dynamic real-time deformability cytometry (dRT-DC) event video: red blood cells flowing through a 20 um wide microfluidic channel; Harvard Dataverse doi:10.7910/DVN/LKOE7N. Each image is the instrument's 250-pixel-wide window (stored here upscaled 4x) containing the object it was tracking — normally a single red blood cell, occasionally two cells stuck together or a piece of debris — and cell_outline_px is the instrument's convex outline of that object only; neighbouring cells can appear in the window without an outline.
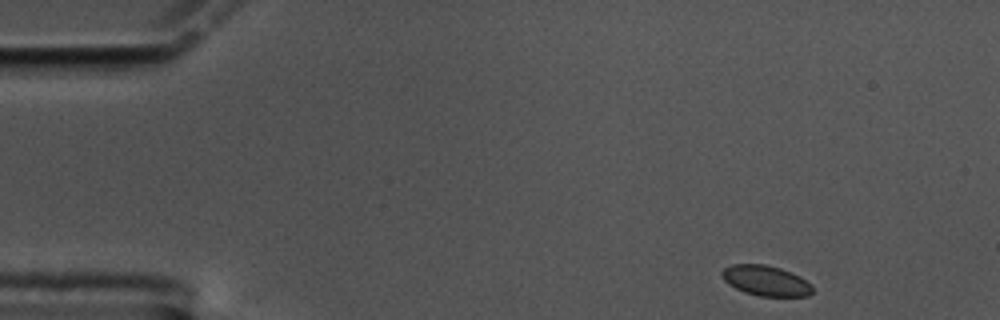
{"species": "common noctule bat (a hibernating species)", "species_latin": "Nyctalus noctula", "temperature_condition": "cold", "stored_images_in_passage": 53, "camera_frame_rate_fps": 3000, "um_per_image_px": 0.085, "animal": {"sex": "male", "body_mass_g": 17.5, "forearm_length_mm": 52.3}, "frame": {"image": 1, "passage_image": 1, "time_ms": 0.0, "image_size_px": [1000, 320], "cell_outline_px": [[812, 292], [808, 296], [760, 296], [744, 292], [728, 284], [724, 280], [720, 272], [724, 268], [732, 264], [764, 264], [780, 268], [792, 272], [800, 276], [812, 284]], "centroid_in_image_um": [65.1, 23.85], "position_along_channel_um": 19.9, "area_um2": 16.07}}
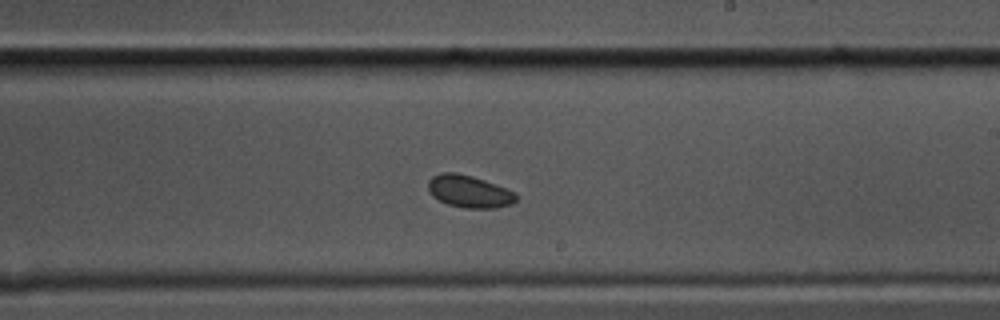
{"frame": {"image": 2, "passage_image": 29, "time_ms": 9.333, "image_size_px": [1000, 320], "cell_outline_px": [[520, 196], [512, 204], [496, 208], [464, 208], [448, 204], [432, 196], [428, 192], [428, 180], [432, 176], [440, 172], [456, 172], [472, 176], [484, 180], [516, 192]], "centroid_in_image_um": [39.88, 16.27], "position_along_channel_um": 249.1, "area_um2": 16.76}}
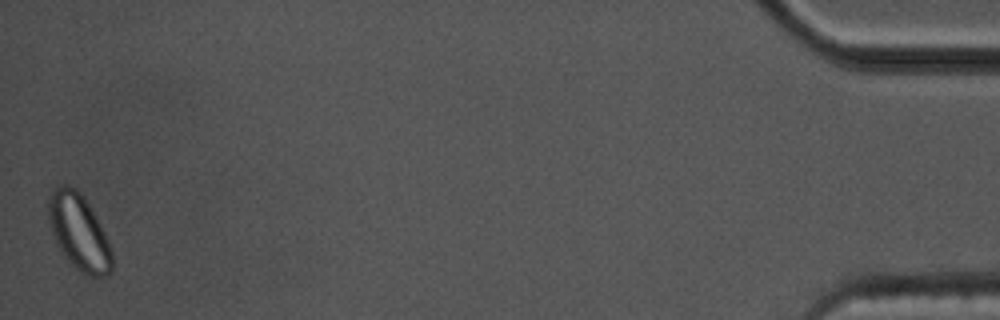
{"frame": {"image": 3, "passage_image": 53, "time_ms": 17.333, "image_size_px": [1000, 320], "cell_outline_px": [[112, 272], [108, 276], [84, 276], [64, 256], [56, 244], [48, 220], [48, 200], [52, 188], [56, 184], [68, 184], [76, 188], [80, 192], [88, 204], [100, 224], [108, 240], [112, 252]], "centroid_in_image_um": [6.69, 19.72], "position_along_channel_um": 428.5, "area_um2": 28.38}}